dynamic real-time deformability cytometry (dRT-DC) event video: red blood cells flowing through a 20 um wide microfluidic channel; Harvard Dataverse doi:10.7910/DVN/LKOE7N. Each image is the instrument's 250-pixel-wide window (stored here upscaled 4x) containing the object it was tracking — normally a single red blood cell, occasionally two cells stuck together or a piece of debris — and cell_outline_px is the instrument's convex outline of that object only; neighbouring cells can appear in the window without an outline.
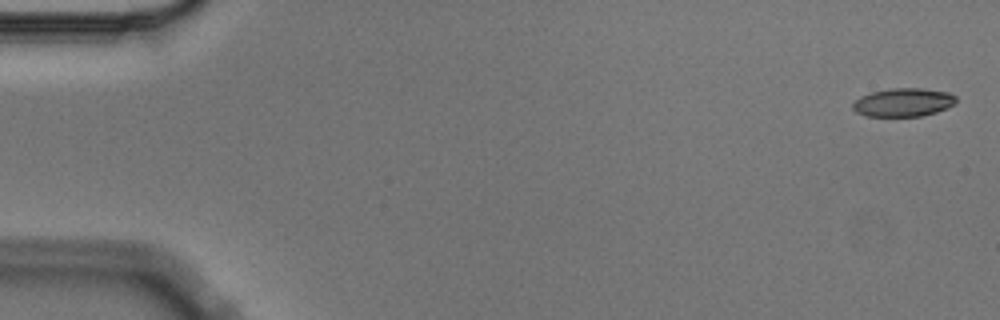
{"species": "Egyptian fruit bat (a non-hibernating species)", "species_latin": "Rousettus aegyptiacus", "temperature_condition": "cold", "stored_images_in_passage": 3, "camera_frame_rate_fps": 3000, "um_per_image_px": 0.085, "animal": {"sex": "male"}, "frame": {"image": 1, "passage_image": 1, "time_ms": 0.0, "image_size_px": [1000, 320], "cell_outline_px": [[956, 104], [948, 108], [936, 112], [920, 116], [864, 116], [856, 112], [852, 108], [852, 104], [860, 96], [872, 92], [892, 88], [920, 88], [948, 92], [956, 96]], "centroid_in_image_um": [76.79, 8.7], "position_along_channel_um": 8.2, "area_um2": 17.17}}